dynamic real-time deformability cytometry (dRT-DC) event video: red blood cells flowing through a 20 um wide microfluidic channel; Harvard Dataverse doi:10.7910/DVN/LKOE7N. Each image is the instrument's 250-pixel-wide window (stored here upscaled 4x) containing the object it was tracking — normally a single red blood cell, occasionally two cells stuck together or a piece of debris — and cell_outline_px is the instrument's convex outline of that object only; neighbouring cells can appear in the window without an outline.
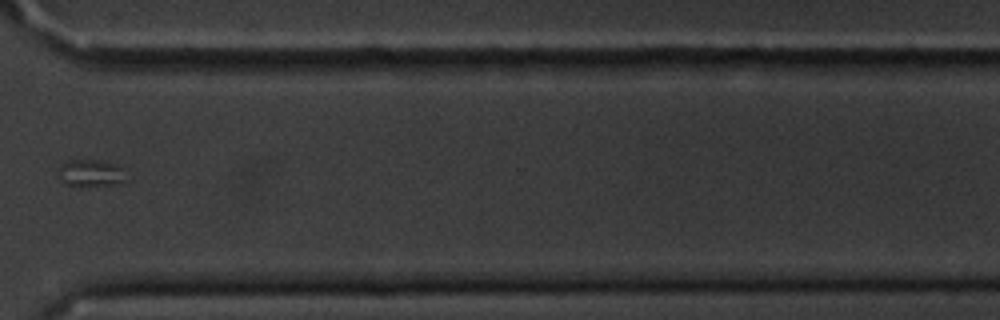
{"species": "common noctule bat (a hibernating species)", "species_latin": "Nyctalus noctula", "temperature_condition": "cold", "stored_images_in_passage": 12, "camera_frame_rate_fps": 3000, "um_per_image_px": 0.085, "animal": {"sex": "male", "body_mass_g": 20.1, "forearm_length_mm": 53.5}, "frame": {"image": 1, "passage_image": 9, "time_ms": 9.333, "image_size_px": [1000, 320], "cell_outline_px": [[132, 180], [112, 184], [64, 184], [56, 176], [56, 172], [68, 160], [100, 160], [112, 164], [120, 168]], "centroid_in_image_um": [7.72, 14.7], "position_along_channel_um": 362.9, "area_um2": 10.4}}
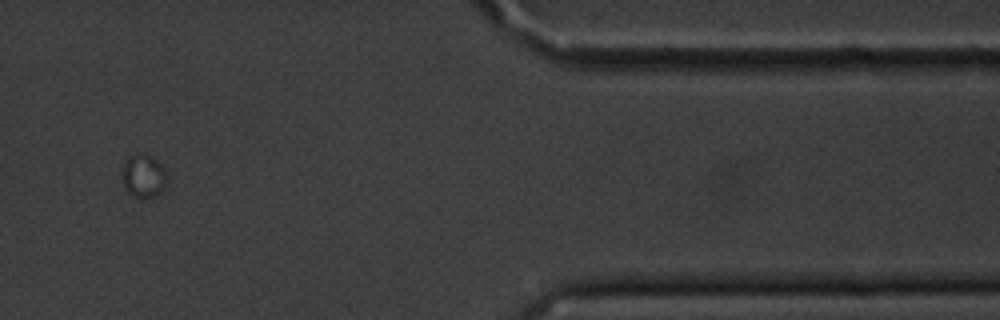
{"frame": {"image": 2, "passage_image": 10, "time_ms": 11.333, "image_size_px": [1000, 320], "cell_outline_px": [[164, 188], [156, 196], [132, 196], [124, 188], [120, 176], [124, 160], [128, 156], [136, 152], [140, 152], [156, 160], [164, 168]], "centroid_in_image_um": [12.1, 14.92], "position_along_channel_um": 399.3, "area_um2": 11.21}}